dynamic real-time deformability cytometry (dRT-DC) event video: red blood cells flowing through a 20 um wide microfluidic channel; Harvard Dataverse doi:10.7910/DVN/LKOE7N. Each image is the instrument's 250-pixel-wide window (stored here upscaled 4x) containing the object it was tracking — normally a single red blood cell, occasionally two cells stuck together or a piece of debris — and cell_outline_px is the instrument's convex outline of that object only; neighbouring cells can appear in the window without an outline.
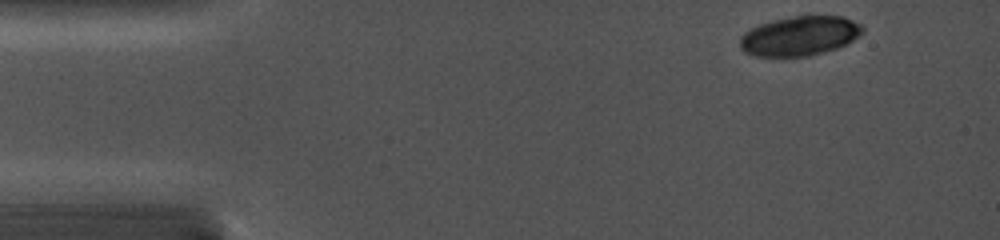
{"species": "common noctule bat (a hibernating species)", "species_latin": "Nyctalus noctula", "temperature_condition": "cold", "stored_images_in_passage": 9, "camera_frame_rate_fps": 5000, "um_per_image_px": 0.085, "animal": {"sex": "female", "body_mass_g": 19.0, "forearm_length_mm": 56.7}, "frame": {"image": 1, "passage_image": 1, "time_ms": 0.0, "image_size_px": [1000, 240], "cell_outline_px": [[864, 32], [852, 40], [836, 48], [808, 56], [756, 56], [744, 52], [740, 48], [740, 36], [744, 32], [760, 24], [772, 20], [796, 16], [840, 16], [852, 20], [860, 24], [864, 28]], "centroid_in_image_um": [67.95, 3.05], "position_along_channel_um": 17.1, "area_um2": 27.98}}